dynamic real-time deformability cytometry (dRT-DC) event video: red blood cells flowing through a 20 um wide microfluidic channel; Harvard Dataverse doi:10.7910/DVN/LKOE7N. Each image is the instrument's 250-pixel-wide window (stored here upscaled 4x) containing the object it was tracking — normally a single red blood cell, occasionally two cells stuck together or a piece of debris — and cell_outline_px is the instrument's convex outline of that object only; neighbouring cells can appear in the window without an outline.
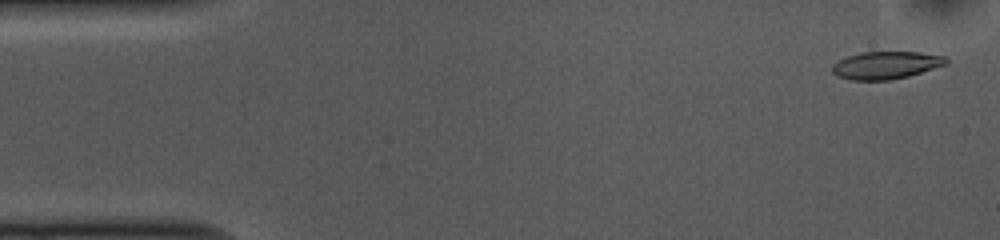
{"species": "common noctule bat (a hibernating species)", "species_latin": "Nyctalus noctula", "temperature_condition": "cold", "stored_images_in_passage": 53, "camera_frame_rate_fps": 3000, "um_per_image_px": 0.085, "animal": {"sex": "female", "body_mass_g": 10.0, "forearm_length_mm": 53.1}, "frame": {"image": 1, "passage_image": 2, "time_ms": 0.333, "image_size_px": [1000, 240], "cell_outline_px": [[948, 64], [908, 76], [888, 80], [852, 80], [836, 76], [832, 72], [832, 64], [848, 56], [864, 52], [920, 52], [944, 56], [948, 60]], "centroid_in_image_um": [75.31, 5.54], "position_along_channel_um": 9.7, "area_um2": 18.21}}
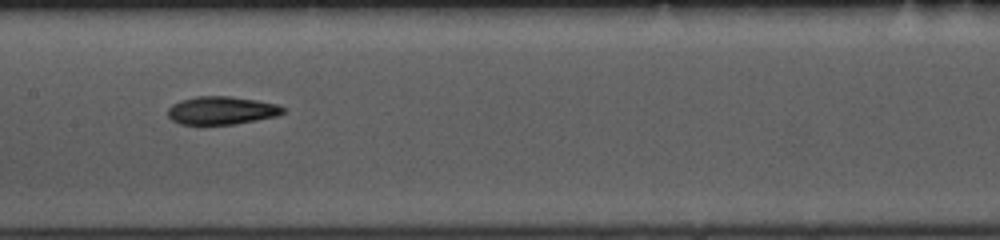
{"frame": {"image": 2, "passage_image": 25, "time_ms": 8.0, "image_size_px": [1000, 240], "cell_outline_px": [[288, 108], [284, 112], [276, 116], [236, 124], [180, 124], [172, 120], [168, 116], [168, 108], [172, 104], [180, 100], [196, 96], [228, 96], [256, 100], [280, 104]], "centroid_in_image_um": [18.86, 9.38], "position_along_channel_um": 188.5, "area_um2": 18.96}}
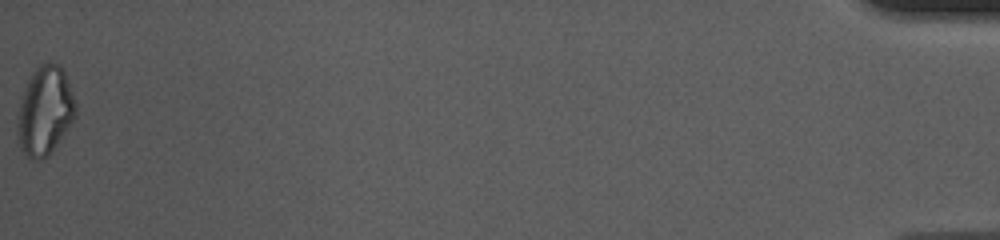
{"frame": {"image": 3, "passage_image": 53, "time_ms": 17.333, "image_size_px": [1000, 240], "cell_outline_px": [[76, 116], [48, 156], [40, 160], [32, 160], [20, 148], [16, 140], [16, 124], [20, 96], [32, 72], [40, 64], [60, 64], [64, 72], [76, 104]], "centroid_in_image_um": [3.77, 9.45], "position_along_channel_um": 431.4, "area_um2": 30.17}, "authors_computed_cell_mechanics": {"area_um2": 19.1896, "velocity_mm_per_s": 3.7171, "shape_relaxation_time_tau1_ms": 5.1363, "shape_relaxation_time_tau2_ms": 4.0127, "deformation_change_tau1": 0.1576, "deformation_change_tau2": 0.1145}}